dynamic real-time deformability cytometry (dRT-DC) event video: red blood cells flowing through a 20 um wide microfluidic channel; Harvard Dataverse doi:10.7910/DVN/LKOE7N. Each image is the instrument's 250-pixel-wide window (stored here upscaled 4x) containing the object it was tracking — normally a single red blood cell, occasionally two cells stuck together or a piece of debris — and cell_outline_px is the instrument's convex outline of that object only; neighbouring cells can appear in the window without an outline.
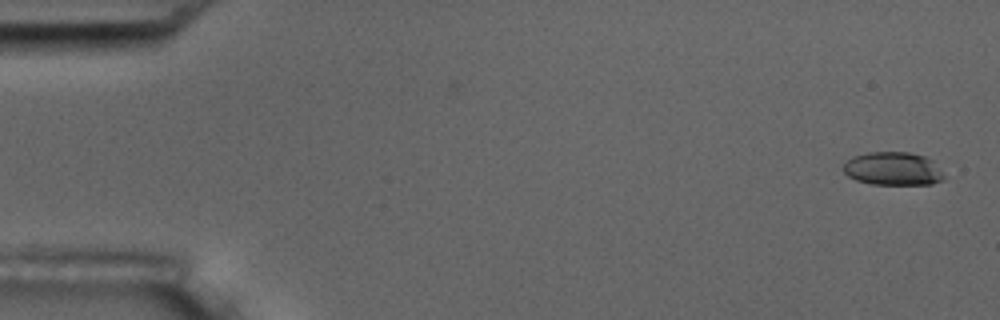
{"species": "common noctule bat (a hibernating species)", "species_latin": "Nyctalus noctula", "temperature_condition": "room temperature", "stored_images_in_passage": 2, "camera_frame_rate_fps": 3000, "um_per_image_px": 0.085, "animal": {"sex": "male", "body_mass_g": 17.5, "forearm_length_mm": 52.3}, "frame": {"image": 1, "passage_image": 2, "time_ms": 1.0, "image_size_px": [1000, 320], "cell_outline_px": [[944, 180], [932, 184], [872, 184], [856, 180], [848, 176], [844, 172], [844, 164], [852, 156], [868, 152], [908, 152], [924, 156], [932, 160], [944, 172]], "centroid_in_image_um": [75.93, 14.34], "position_along_channel_um": 9.1, "area_um2": 19.59}}